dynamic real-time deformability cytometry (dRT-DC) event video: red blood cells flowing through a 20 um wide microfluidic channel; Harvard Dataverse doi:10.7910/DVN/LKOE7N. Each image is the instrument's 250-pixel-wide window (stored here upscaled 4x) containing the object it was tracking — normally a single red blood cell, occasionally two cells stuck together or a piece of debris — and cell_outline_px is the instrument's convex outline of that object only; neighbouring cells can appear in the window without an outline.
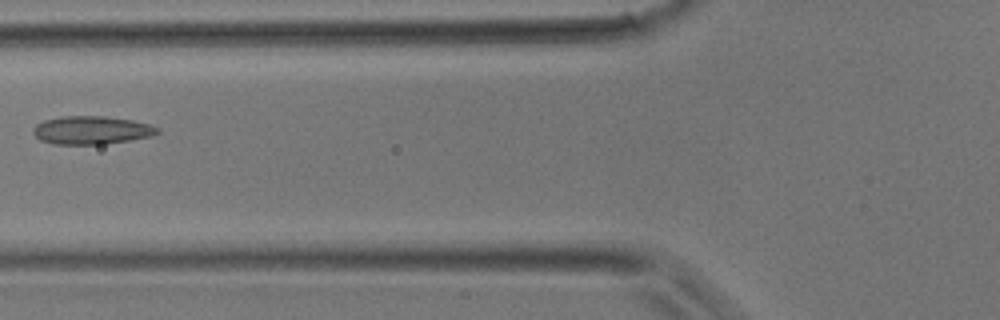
{"species": "common noctule bat (a hibernating species)", "species_latin": "Nyctalus noctula", "temperature_condition": "room temperature", "stored_images_in_passage": 3, "camera_frame_rate_fps": 3000, "um_per_image_px": 0.085, "animal": {"sex": "male", "body_mass_g": 17.9}, "frame": {"image": 1, "passage_image": 3, "time_ms": 3.333, "image_size_px": [1000, 320], "cell_outline_px": [[160, 132], [152, 136], [104, 144], [52, 144], [40, 140], [32, 132], [32, 128], [36, 124], [44, 120], [60, 116], [104, 116], [132, 120], [148, 124], [160, 128]], "centroid_in_image_um": [7.76, 11.06], "position_along_channel_um": 118.0, "area_um2": 20.46}}